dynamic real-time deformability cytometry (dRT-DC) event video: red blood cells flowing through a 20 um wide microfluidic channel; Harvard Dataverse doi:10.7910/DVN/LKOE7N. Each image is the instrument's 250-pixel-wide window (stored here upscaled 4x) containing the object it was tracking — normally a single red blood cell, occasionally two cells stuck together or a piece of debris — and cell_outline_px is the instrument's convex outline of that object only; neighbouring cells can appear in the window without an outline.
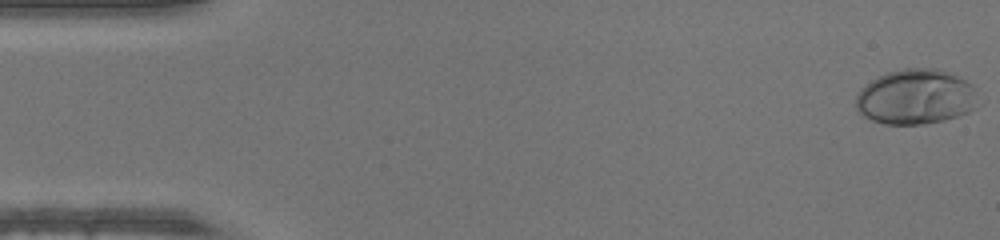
{"species": "human", "species_latin": "Homo sapiens", "temperature_condition": "warm", "stored_images_in_passage": 49, "camera_frame_rate_fps": 3000, "um_per_image_px": 0.085, "donor": {"sex": "male"}, "frame": {"image": 1, "passage_image": 1, "time_ms": 0.0, "image_size_px": [1000, 240], "cell_outline_px": [[976, 108], [968, 112], [944, 120], [924, 124], [884, 124], [872, 120], [864, 116], [856, 108], [856, 92], [864, 84], [888, 72], [904, 68], [936, 68], [948, 72], [972, 84], [976, 88]], "centroid_in_image_um": [77.82, 8.23], "position_along_channel_um": 7.2, "area_um2": 39.3}}
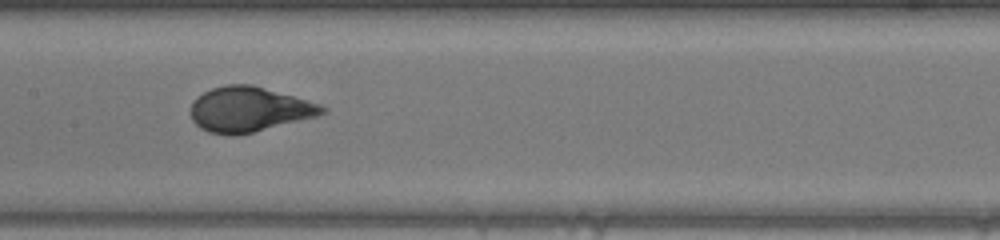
{"frame": {"image": 2, "passage_image": 24, "time_ms": 7.667, "image_size_px": [1000, 240], "cell_outline_px": [[328, 108], [324, 112], [316, 116], [236, 136], [228, 136], [208, 132], [200, 128], [192, 120], [192, 100], [196, 96], [212, 88], [224, 84], [252, 84], [320, 104]], "centroid_in_image_um": [21.12, 9.29], "position_along_channel_um": 186.3, "area_um2": 34.28}}
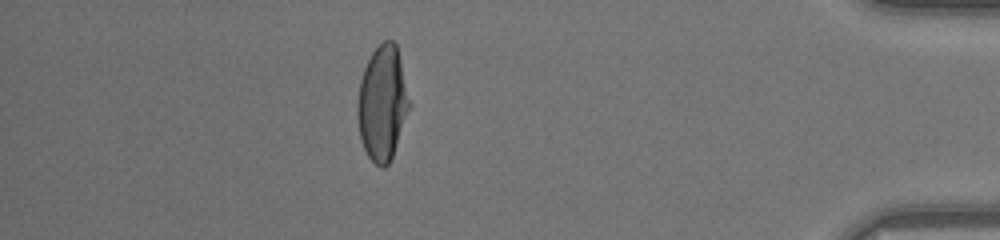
{"frame": {"image": 3, "passage_image": 43, "time_ms": 14.0, "image_size_px": [1000, 240], "cell_outline_px": [[412, 104], [392, 156], [388, 164], [384, 168], [380, 168], [368, 156], [360, 140], [356, 112], [356, 104], [360, 80], [364, 68], [372, 52], [384, 40], [392, 40], [396, 44]], "centroid_in_image_um": [32.51, 8.78], "position_along_channel_um": 402.7, "area_um2": 34.97}}